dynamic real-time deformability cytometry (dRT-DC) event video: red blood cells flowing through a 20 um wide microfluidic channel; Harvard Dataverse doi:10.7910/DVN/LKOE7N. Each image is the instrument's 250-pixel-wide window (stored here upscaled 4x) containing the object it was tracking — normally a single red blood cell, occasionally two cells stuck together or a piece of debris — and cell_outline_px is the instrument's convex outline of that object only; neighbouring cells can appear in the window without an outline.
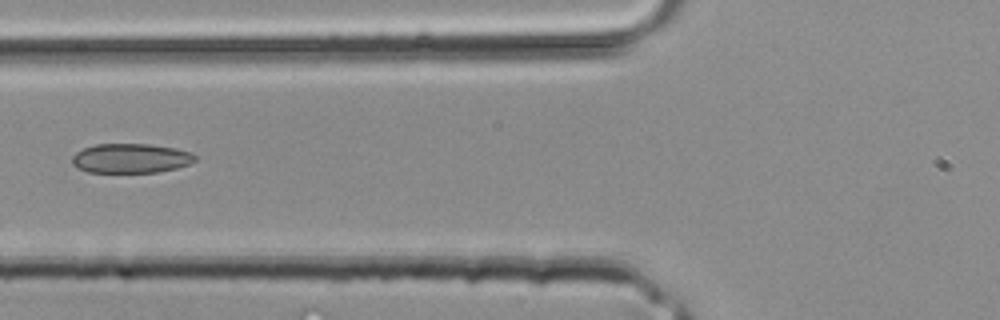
{"species": "common noctule bat (a hibernating species)", "species_latin": "Nyctalus noctula", "temperature_condition": "room temperature", "stored_images_in_passage": 3, "camera_frame_rate_fps": 3000, "um_per_image_px": 0.085, "animal": {"sex": "male", "body_mass_g": 20.4}, "frame": {"image": 1, "passage_image": 3, "time_ms": 0.667, "image_size_px": [1000, 320], "cell_outline_px": [[196, 160], [188, 164], [176, 168], [160, 172], [88, 172], [76, 168], [72, 164], [72, 156], [76, 152], [84, 148], [96, 144], [148, 144], [176, 148], [192, 152], [196, 156]], "centroid_in_image_um": [11.11, 13.45], "position_along_channel_um": 114.7, "area_um2": 21.21}}